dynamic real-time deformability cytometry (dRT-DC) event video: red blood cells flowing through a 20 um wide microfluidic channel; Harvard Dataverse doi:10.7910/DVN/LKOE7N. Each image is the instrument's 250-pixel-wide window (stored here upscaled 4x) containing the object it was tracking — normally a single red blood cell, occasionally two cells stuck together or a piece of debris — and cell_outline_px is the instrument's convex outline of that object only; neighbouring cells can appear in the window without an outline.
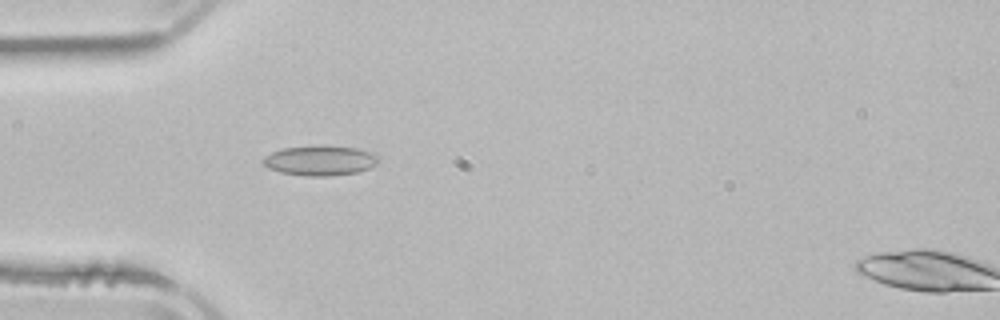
{"species": "common noctule bat (a hibernating species)", "species_latin": "Nyctalus noctula", "temperature_condition": "room temperature", "stored_images_in_passage": 3, "camera_frame_rate_fps": 3000, "um_per_image_px": 0.085, "animal": {"sex": "male", "body_mass_g": 21.5, "forearm_length_mm": 52.0}, "frame": {"image": 1, "passage_image": 2, "time_ms": 1.333, "image_size_px": [1000, 320], "cell_outline_px": [[380, 156], [376, 164], [360, 172], [332, 176], [304, 176], [280, 172], [268, 168], [260, 160], [264, 156], [272, 152], [284, 148], [320, 144], [356, 148]], "centroid_in_image_um": [27.18, 13.64], "position_along_channel_um": 57.8, "area_um2": 20.46}}